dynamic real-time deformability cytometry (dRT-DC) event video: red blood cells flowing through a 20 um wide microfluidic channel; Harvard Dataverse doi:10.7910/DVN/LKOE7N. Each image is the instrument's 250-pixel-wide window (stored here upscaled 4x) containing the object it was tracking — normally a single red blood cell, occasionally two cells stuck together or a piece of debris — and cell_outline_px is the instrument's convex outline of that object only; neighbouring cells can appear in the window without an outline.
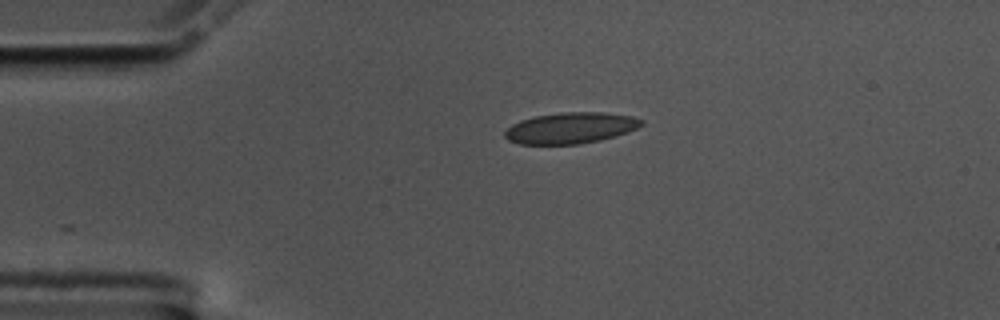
{"species": "common noctule bat (a hibernating species)", "species_latin": "Nyctalus noctula", "temperature_condition": "cold", "stored_images_in_passage": 45, "camera_frame_rate_fps": 3000, "um_per_image_px": 0.085, "animal": {"sex": "male", "body_mass_g": 17.5, "forearm_length_mm": 52.3}, "frame": {"image": 1, "passage_image": 1, "time_ms": 0.0, "image_size_px": [1000, 320], "cell_outline_px": [[644, 124], [628, 132], [616, 136], [600, 140], [580, 144], [520, 144], [508, 140], [504, 136], [504, 132], [512, 124], [520, 120], [536, 116], [560, 112], [604, 112], [632, 116], [644, 120]], "centroid_in_image_um": [48.51, 10.87], "position_along_channel_um": 36.5, "area_um2": 24.85}}
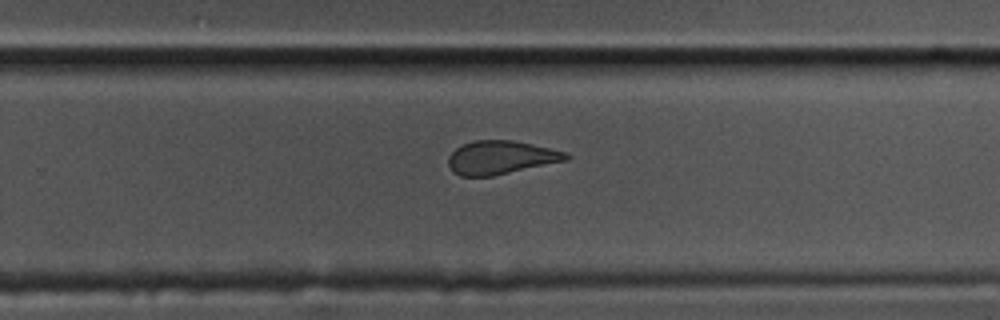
{"frame": {"image": 2, "passage_image": 25, "time_ms": 8.0, "image_size_px": [1000, 320], "cell_outline_px": [[572, 156], [568, 160], [492, 176], [460, 176], [452, 172], [448, 164], [448, 156], [456, 148], [464, 144], [476, 140], [512, 140], [532, 144], [564, 152]], "centroid_in_image_um": [42.55, 13.39], "position_along_channel_um": 287.3, "area_um2": 22.83}}
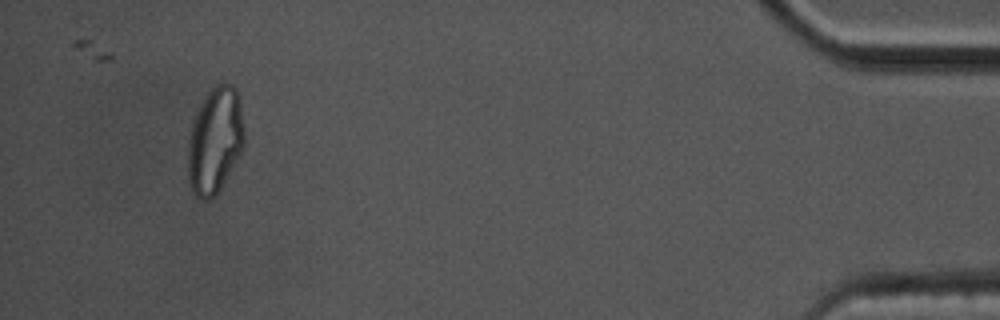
{"frame": {"image": 3, "passage_image": 42, "time_ms": 13.667, "image_size_px": [1000, 320], "cell_outline_px": [[244, 148], [220, 188], [212, 196], [204, 200], [200, 200], [192, 192], [188, 180], [188, 140], [192, 124], [196, 112], [200, 104], [208, 92], [216, 84], [224, 80], [232, 84], [236, 88], [240, 100], [244, 128]], "centroid_in_image_um": [18.28, 11.89], "position_along_channel_um": 416.9, "area_um2": 35.08}, "authors_computed_cell_mechanics": {"area_um2": 24.4494, "velocity_mm_per_s": 3.5381, "shape_relaxation_time_tau1_ms": null, "shape_relaxation_time_tau2_ms": 1.1606, "deformation_change_tau1": null, "deformation_change_tau2": 0.0744}}